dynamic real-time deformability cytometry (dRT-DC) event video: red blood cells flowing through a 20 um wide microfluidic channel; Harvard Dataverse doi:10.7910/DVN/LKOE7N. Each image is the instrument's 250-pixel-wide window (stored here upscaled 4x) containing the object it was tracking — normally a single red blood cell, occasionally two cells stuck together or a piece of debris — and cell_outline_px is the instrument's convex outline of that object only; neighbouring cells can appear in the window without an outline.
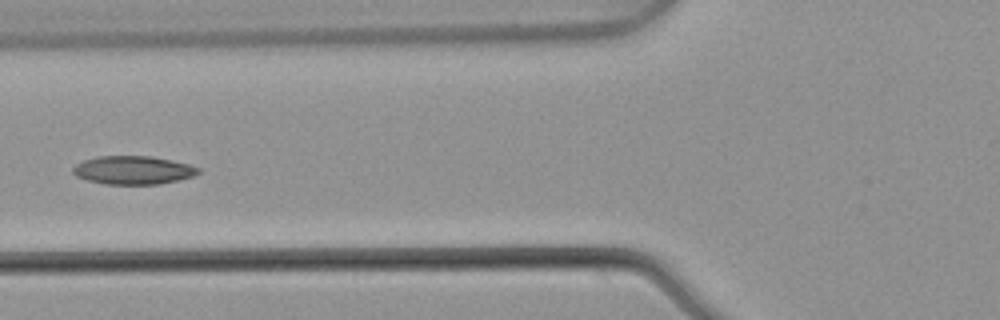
{"species": "common noctule bat (a hibernating species)", "species_latin": "Nyctalus noctula", "temperature_condition": "warm", "stored_images_in_passage": 6, "camera_frame_rate_fps": 3000, "um_per_image_px": 0.085, "animal": {"sex": "male", "body_mass_g": 21.5, "forearm_length_mm": 52.0}, "frame": {"image": 1, "passage_image": 6, "time_ms": 1.667, "image_size_px": [1000, 320], "cell_outline_px": [[200, 172], [192, 176], [160, 184], [104, 184], [88, 180], [76, 176], [72, 172], [72, 168], [76, 164], [84, 160], [96, 156], [152, 156], [172, 160], [188, 164], [200, 168]], "centroid_in_image_um": [11.29, 14.45], "position_along_channel_um": 114.5, "area_um2": 20.69}}